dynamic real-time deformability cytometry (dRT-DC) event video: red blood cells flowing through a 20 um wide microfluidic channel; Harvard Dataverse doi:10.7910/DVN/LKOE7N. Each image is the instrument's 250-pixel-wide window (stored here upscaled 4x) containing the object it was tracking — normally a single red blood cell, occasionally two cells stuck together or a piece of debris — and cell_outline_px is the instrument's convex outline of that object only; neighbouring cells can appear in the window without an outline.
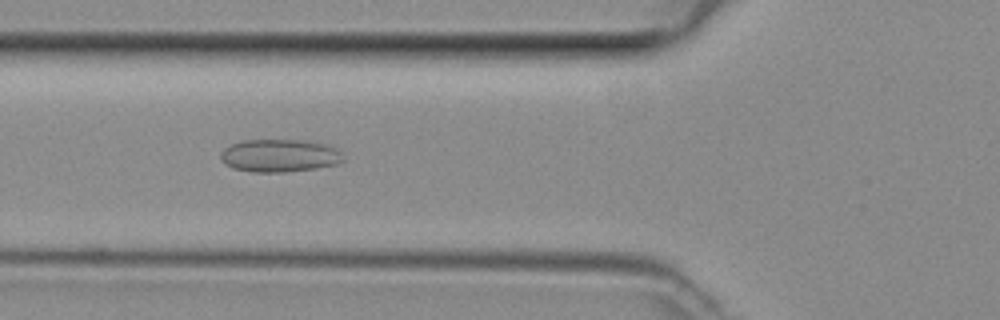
{"species": "common noctule bat (a hibernating species)", "species_latin": "Nyctalus noctula", "temperature_condition": "room temperature", "stored_images_in_passage": 47, "camera_frame_rate_fps": 3000, "um_per_image_px": 0.085, "animal": {"sex": "female", "body_mass_g": 29.2, "forearm_length_mm": 56.3}, "frame": {"image": 1, "passage_image": 17, "time_ms": 5.333, "image_size_px": [1000, 320], "cell_outline_px": [[344, 160], [336, 164], [316, 168], [284, 172], [252, 172], [232, 168], [224, 164], [220, 160], [220, 152], [224, 148], [232, 144], [244, 140], [304, 140], [324, 144], [340, 148]], "centroid_in_image_um": [23.75, 13.23], "position_along_channel_um": 102.0, "area_um2": 23.64}}
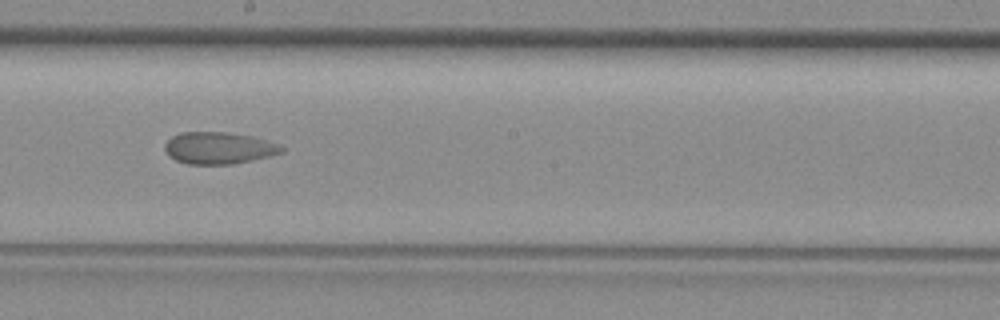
{"frame": {"image": 2, "passage_image": 26, "time_ms": 8.333, "image_size_px": [1000, 320], "cell_outline_px": [[284, 152], [252, 160], [232, 164], [188, 164], [176, 160], [168, 156], [164, 148], [164, 144], [172, 136], [180, 132], [228, 132], [252, 136], [276, 144], [284, 148]], "centroid_in_image_um": [18.55, 12.58], "position_along_channel_um": 229.7, "area_um2": 21.62}}
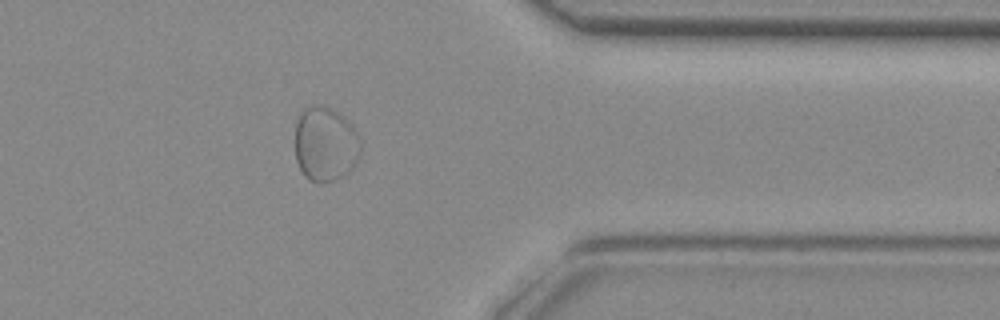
{"frame": {"image": 3, "passage_image": 38, "time_ms": 12.333, "image_size_px": [1000, 320], "cell_outline_px": [[360, 156], [356, 164], [344, 176], [336, 180], [320, 184], [316, 184], [304, 176], [296, 160], [296, 124], [304, 108], [312, 104], [324, 104], [344, 116], [352, 124], [356, 132], [360, 144]], "centroid_in_image_um": [27.67, 12.26], "position_along_channel_um": 383.7, "area_um2": 28.96}}